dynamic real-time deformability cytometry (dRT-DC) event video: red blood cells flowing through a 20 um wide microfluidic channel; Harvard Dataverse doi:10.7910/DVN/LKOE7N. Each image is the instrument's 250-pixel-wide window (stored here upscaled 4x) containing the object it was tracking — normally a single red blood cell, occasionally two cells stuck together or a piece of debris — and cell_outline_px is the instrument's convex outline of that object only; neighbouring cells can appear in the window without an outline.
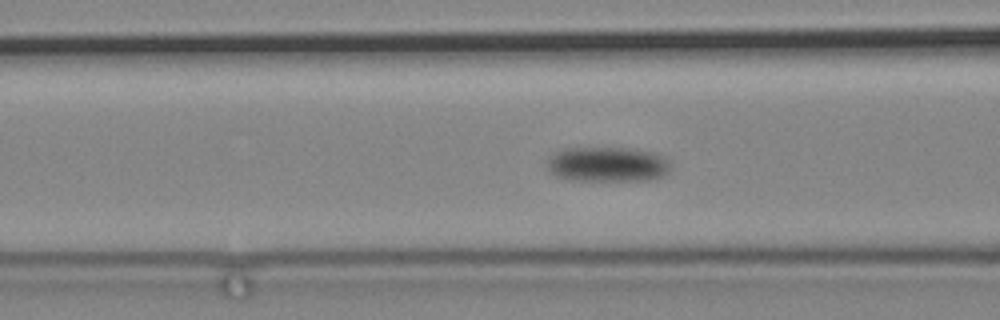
{"species": "common noctule bat (a hibernating species)", "species_latin": "Nyctalus noctula", "temperature_condition": "cold", "stored_images_in_passage": 97, "camera_frame_rate_fps": 3000, "um_per_image_px": 0.085, "animal": {"sex": "male", "body_mass_g": 19.2, "forearm_length_mm": 51.8}, "frame": {"image": 1, "passage_image": 47, "time_ms": 15.333, "image_size_px": [1000, 320], "cell_outline_px": [[668, 172], [660, 176], [648, 180], [568, 180], [556, 176], [548, 168], [548, 160], [556, 152], [564, 148], [628, 148], [652, 152], [664, 156], [668, 160]], "centroid_in_image_um": [51.62, 13.96], "position_along_channel_um": 115.0, "area_um2": 24.85}}
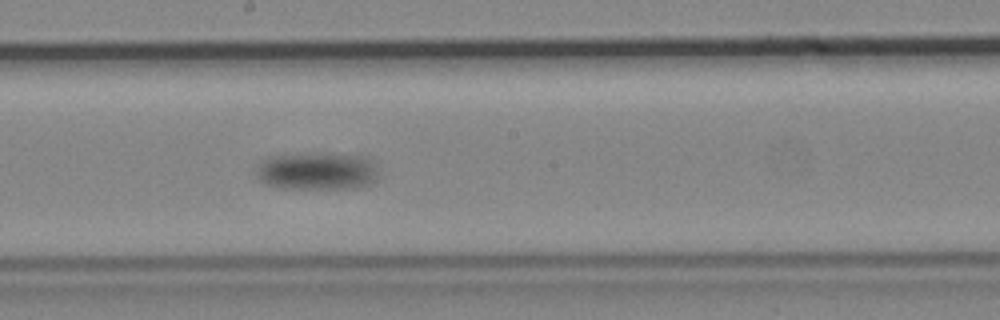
{"frame": {"image": 2, "passage_image": 60, "time_ms": 19.667, "image_size_px": [1000, 320], "cell_outline_px": [[380, 176], [376, 180], [360, 188], [276, 188], [264, 184], [256, 176], [256, 168], [264, 160], [276, 156], [364, 156], [372, 164]], "centroid_in_image_um": [26.93, 14.62], "position_along_channel_um": 221.3, "area_um2": 25.61}}
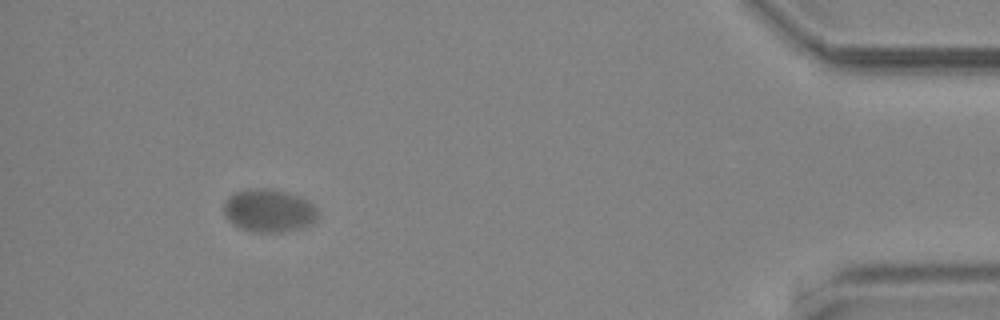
{"frame": {"image": 3, "passage_image": 91, "time_ms": 30.0, "image_size_px": [1000, 320], "cell_outline_px": [[316, 220], [312, 224], [304, 228], [280, 232], [252, 232], [240, 228], [232, 224], [228, 220], [224, 212], [224, 204], [228, 196], [236, 192], [256, 188], [268, 188], [288, 192], [300, 196], [308, 200], [316, 208]], "centroid_in_image_um": [22.86, 17.91], "position_along_channel_um": 412.3, "area_um2": 23.7}}